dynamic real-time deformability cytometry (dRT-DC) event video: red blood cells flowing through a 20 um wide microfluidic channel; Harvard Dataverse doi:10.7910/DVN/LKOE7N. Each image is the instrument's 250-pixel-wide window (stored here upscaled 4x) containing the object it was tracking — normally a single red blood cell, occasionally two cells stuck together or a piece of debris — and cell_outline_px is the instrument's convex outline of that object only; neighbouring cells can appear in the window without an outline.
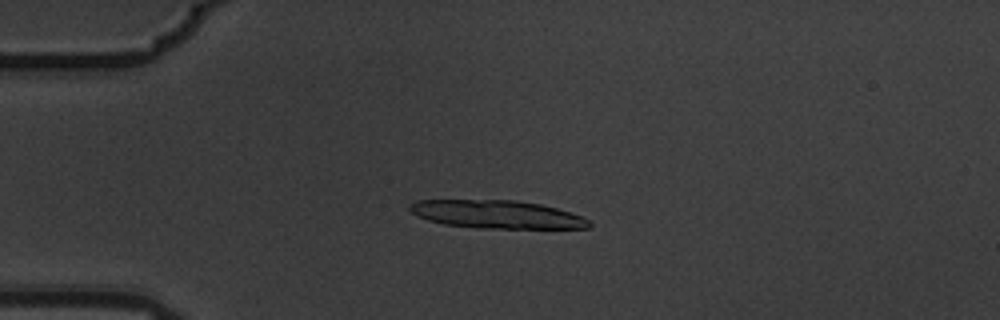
{"species": "common noctule bat (a hibernating species)", "species_latin": "Nyctalus noctula", "temperature_condition": "warm", "stored_images_in_passage": 6, "camera_frame_rate_fps": 3000, "um_per_image_px": 0.085, "animal": {"sex": "male", "body_mass_g": 19.5, "forearm_length_mm": 54.6}, "frame": {"image": 1, "passage_image": 5, "time_ms": 1.333, "image_size_px": [1000, 320], "cell_outline_px": [[592, 224], [588, 228], [476, 228], [444, 224], [428, 220], [412, 212], [408, 208], [408, 204], [416, 200], [516, 200], [540, 204], [572, 212], [588, 220]], "centroid_in_image_um": [42.22, 18.22], "position_along_channel_um": 42.8, "area_um2": 29.3}}